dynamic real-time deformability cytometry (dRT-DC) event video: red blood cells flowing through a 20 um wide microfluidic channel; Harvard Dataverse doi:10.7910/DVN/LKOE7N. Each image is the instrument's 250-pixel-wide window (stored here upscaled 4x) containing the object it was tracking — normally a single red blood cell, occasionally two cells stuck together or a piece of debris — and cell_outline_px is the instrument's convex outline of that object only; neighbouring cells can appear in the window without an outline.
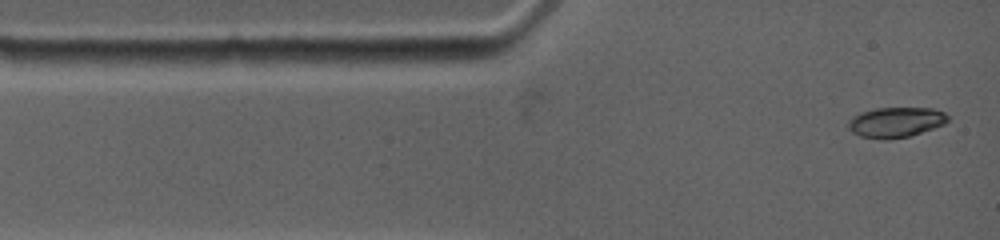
{"species": "common noctule bat (a hibernating species)", "species_latin": "Nyctalus noctula", "temperature_condition": "warm", "stored_images_in_passage": 19, "camera_frame_rate_fps": 4500, "um_per_image_px": 0.085, "animal": {"sex": "female", "body_mass_g": 19.0, "forearm_length_mm": 53.3}, "frame": {"image": 1, "passage_image": 1, "time_ms": 0.0, "image_size_px": [1000, 240], "cell_outline_px": [[948, 120], [944, 124], [908, 136], [860, 136], [852, 132], [848, 128], [848, 120], [852, 116], [860, 112], [876, 108], [932, 108], [944, 112], [948, 116]], "centroid_in_image_um": [76.13, 10.33], "position_along_channel_um": 8.9, "area_um2": 16.76}}
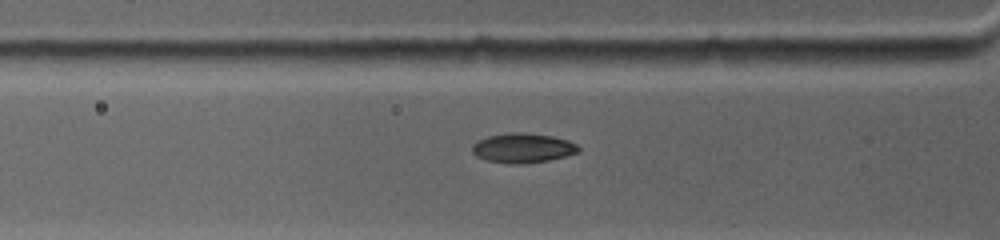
{"frame": {"image": 2, "passage_image": 13, "time_ms": 2.889, "image_size_px": [1000, 240], "cell_outline_px": [[580, 148], [576, 152], [564, 156], [548, 160], [524, 164], [512, 164], [488, 160], [476, 156], [472, 152], [472, 144], [476, 140], [488, 136], [508, 132], [524, 132], [552, 136], [568, 140], [576, 144]], "centroid_in_image_um": [44.39, 12.57], "position_along_channel_um": 81.4, "area_um2": 18.32}}
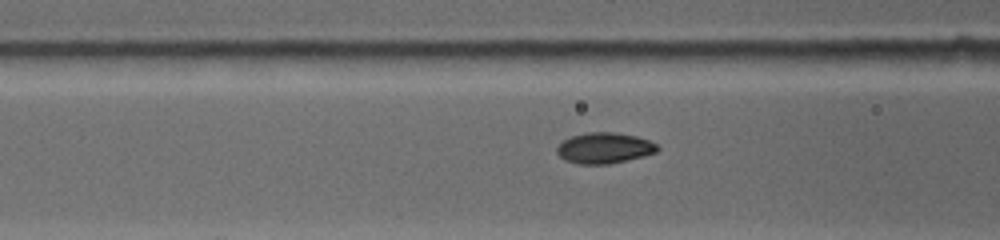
{"frame": {"image": 3, "passage_image": 16, "time_ms": 3.778, "image_size_px": [1000, 240], "cell_outline_px": [[660, 148], [656, 152], [644, 156], [608, 164], [576, 164], [564, 160], [556, 152], [556, 148], [564, 140], [572, 136], [584, 132], [616, 132], [636, 136], [648, 140], [656, 144]], "centroid_in_image_um": [51.35, 12.58], "position_along_channel_um": 115.2, "area_um2": 18.09}}